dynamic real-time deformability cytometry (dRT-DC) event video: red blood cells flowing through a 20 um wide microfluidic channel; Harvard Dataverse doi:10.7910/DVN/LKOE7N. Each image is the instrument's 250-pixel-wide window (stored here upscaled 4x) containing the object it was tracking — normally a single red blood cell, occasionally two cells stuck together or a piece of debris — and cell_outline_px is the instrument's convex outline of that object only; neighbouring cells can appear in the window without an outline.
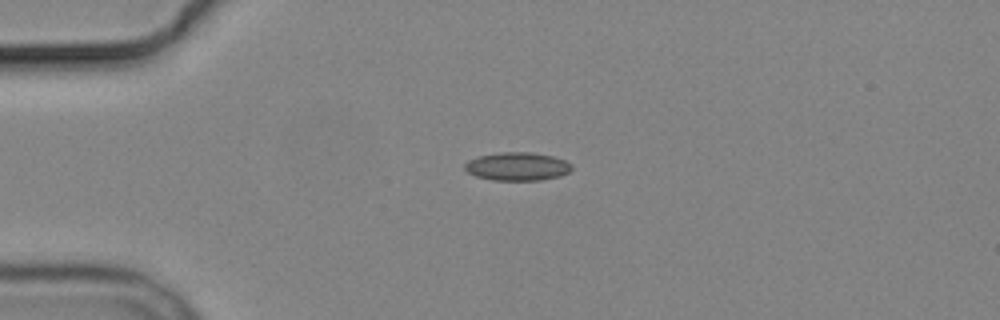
{"species": "common noctule bat (a hibernating species)", "species_latin": "Nyctalus noctula", "temperature_condition": "cold", "stored_images_in_passage": 2, "camera_frame_rate_fps": 3000, "um_per_image_px": 0.085, "animal": {"sex": "male", "body_mass_g": 19.2, "forearm_length_mm": 51.8}, "frame": {"image": 1, "passage_image": 1, "time_ms": 0.0, "image_size_px": [1000, 320], "cell_outline_px": [[572, 168], [568, 172], [560, 176], [540, 180], [492, 180], [476, 176], [468, 172], [464, 168], [464, 164], [468, 160], [480, 156], [500, 152], [532, 152], [552, 156], [564, 160], [572, 164]], "centroid_in_image_um": [43.97, 14.14], "position_along_channel_um": 41.0, "area_um2": 17.57}}